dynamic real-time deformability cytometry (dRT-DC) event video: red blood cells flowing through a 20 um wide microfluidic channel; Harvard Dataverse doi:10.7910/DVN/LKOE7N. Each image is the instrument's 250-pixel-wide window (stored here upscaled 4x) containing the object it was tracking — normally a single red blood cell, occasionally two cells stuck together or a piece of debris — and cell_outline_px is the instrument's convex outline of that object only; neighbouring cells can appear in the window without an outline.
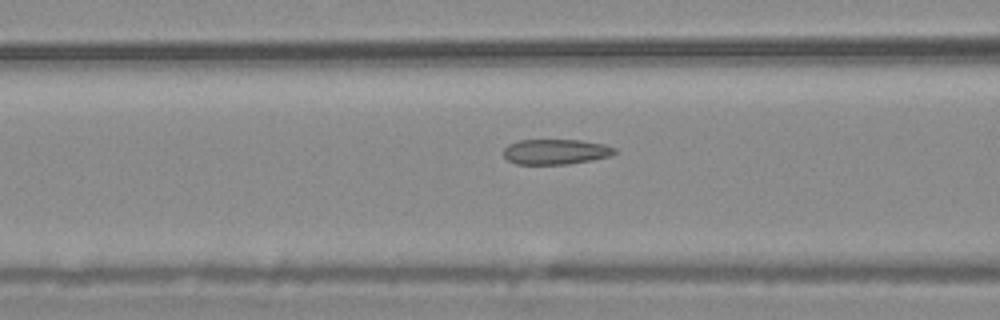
{"species": "common noctule bat (a hibernating species)", "species_latin": "Nyctalus noctula", "temperature_condition": "warm", "stored_images_in_passage": 55, "camera_frame_rate_fps": 3000, "um_per_image_px": 0.085, "animal": {"sex": "male", "body_mass_g": 20.4}, "frame": {"image": 1, "passage_image": 22, "time_ms": 7.0, "image_size_px": [1000, 320], "cell_outline_px": [[616, 152], [608, 156], [592, 160], [568, 164], [516, 164], [508, 160], [504, 156], [504, 148], [508, 144], [520, 140], [580, 140], [604, 144], [616, 148]], "centroid_in_image_um": [47.22, 12.89], "position_along_channel_um": 119.4, "area_um2": 16.3}}
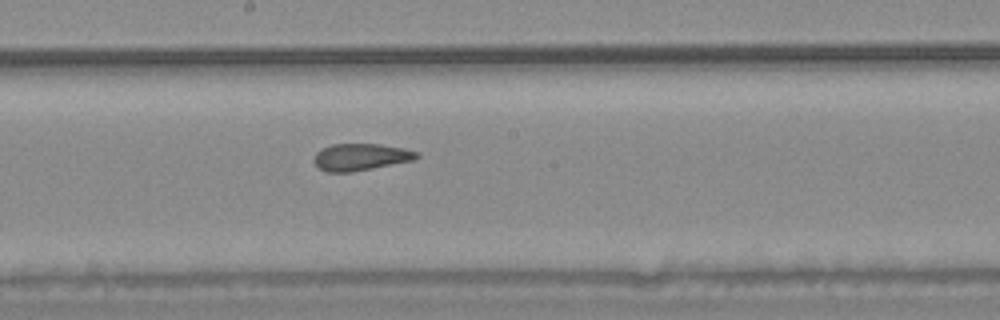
{"frame": {"image": 2, "passage_image": 30, "time_ms": 9.667, "image_size_px": [1000, 320], "cell_outline_px": [[420, 156], [412, 160], [352, 172], [328, 172], [320, 168], [312, 160], [316, 152], [320, 148], [332, 144], [380, 144], [404, 148], [420, 152]], "centroid_in_image_um": [30.64, 13.33], "position_along_channel_um": 217.6, "area_um2": 16.13}}
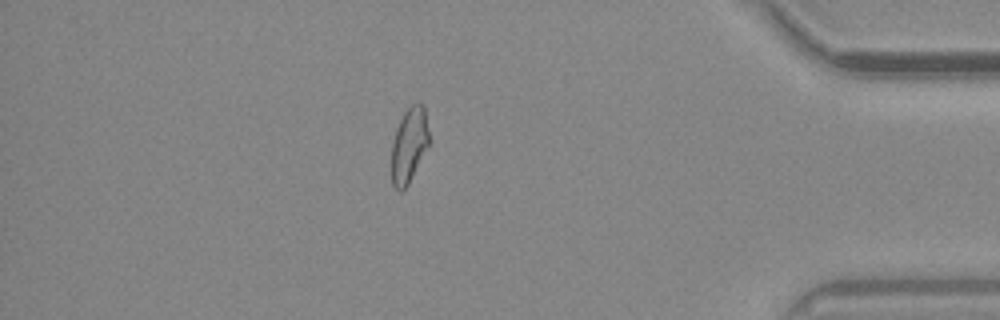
{"frame": {"image": 3, "passage_image": 48, "time_ms": 15.667, "image_size_px": [1000, 320], "cell_outline_px": [[432, 144], [408, 184], [400, 192], [392, 184], [392, 144], [396, 128], [404, 112], [412, 104], [420, 100], [424, 108], [432, 140]], "centroid_in_image_um": [34.84, 12.31], "position_along_channel_um": 400.4, "area_um2": 16.99}, "authors_computed_cell_mechanics": {"area_um2": 17.5712, "velocity_mm_per_s": 3.6705, "shape_relaxation_time_tau1_ms": null, "shape_relaxation_time_tau2_ms": 1.7823, "deformation_change_tau1": null, "deformation_change_tau2": 0.0743}}